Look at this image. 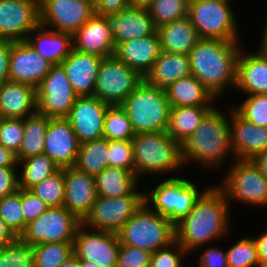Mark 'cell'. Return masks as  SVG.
I'll return each mask as SVG.
<instances>
[{
  "mask_svg": "<svg viewBox=\"0 0 267 267\" xmlns=\"http://www.w3.org/2000/svg\"><path fill=\"white\" fill-rule=\"evenodd\" d=\"M214 107H172L167 133L183 144Z\"/></svg>",
  "mask_w": 267,
  "mask_h": 267,
  "instance_id": "cell-33",
  "label": "cell"
},
{
  "mask_svg": "<svg viewBox=\"0 0 267 267\" xmlns=\"http://www.w3.org/2000/svg\"><path fill=\"white\" fill-rule=\"evenodd\" d=\"M102 59L99 55L80 52L73 48L60 63L78 96H93Z\"/></svg>",
  "mask_w": 267,
  "mask_h": 267,
  "instance_id": "cell-24",
  "label": "cell"
},
{
  "mask_svg": "<svg viewBox=\"0 0 267 267\" xmlns=\"http://www.w3.org/2000/svg\"><path fill=\"white\" fill-rule=\"evenodd\" d=\"M229 204L218 185L204 189L188 215L175 225V240L188 253L221 240L231 229Z\"/></svg>",
  "mask_w": 267,
  "mask_h": 267,
  "instance_id": "cell-1",
  "label": "cell"
},
{
  "mask_svg": "<svg viewBox=\"0 0 267 267\" xmlns=\"http://www.w3.org/2000/svg\"><path fill=\"white\" fill-rule=\"evenodd\" d=\"M228 267H258L257 246L253 237H243L227 250Z\"/></svg>",
  "mask_w": 267,
  "mask_h": 267,
  "instance_id": "cell-42",
  "label": "cell"
},
{
  "mask_svg": "<svg viewBox=\"0 0 267 267\" xmlns=\"http://www.w3.org/2000/svg\"><path fill=\"white\" fill-rule=\"evenodd\" d=\"M188 252L174 240L151 254L149 267H183L182 257Z\"/></svg>",
  "mask_w": 267,
  "mask_h": 267,
  "instance_id": "cell-47",
  "label": "cell"
},
{
  "mask_svg": "<svg viewBox=\"0 0 267 267\" xmlns=\"http://www.w3.org/2000/svg\"><path fill=\"white\" fill-rule=\"evenodd\" d=\"M253 239L257 246L259 263L267 261V231L259 235V237L253 236Z\"/></svg>",
  "mask_w": 267,
  "mask_h": 267,
  "instance_id": "cell-56",
  "label": "cell"
},
{
  "mask_svg": "<svg viewBox=\"0 0 267 267\" xmlns=\"http://www.w3.org/2000/svg\"><path fill=\"white\" fill-rule=\"evenodd\" d=\"M65 197L63 206L81 221L90 212L97 198L95 178L78 168H64Z\"/></svg>",
  "mask_w": 267,
  "mask_h": 267,
  "instance_id": "cell-23",
  "label": "cell"
},
{
  "mask_svg": "<svg viewBox=\"0 0 267 267\" xmlns=\"http://www.w3.org/2000/svg\"><path fill=\"white\" fill-rule=\"evenodd\" d=\"M37 112L50 118L66 117L78 95L61 64L53 65L36 87Z\"/></svg>",
  "mask_w": 267,
  "mask_h": 267,
  "instance_id": "cell-13",
  "label": "cell"
},
{
  "mask_svg": "<svg viewBox=\"0 0 267 267\" xmlns=\"http://www.w3.org/2000/svg\"><path fill=\"white\" fill-rule=\"evenodd\" d=\"M119 247L117 233L90 229L83 224L78 227L73 241V252L79 261L98 267H116Z\"/></svg>",
  "mask_w": 267,
  "mask_h": 267,
  "instance_id": "cell-15",
  "label": "cell"
},
{
  "mask_svg": "<svg viewBox=\"0 0 267 267\" xmlns=\"http://www.w3.org/2000/svg\"><path fill=\"white\" fill-rule=\"evenodd\" d=\"M137 190L122 197L97 196L82 224L90 229L117 233L144 203V192Z\"/></svg>",
  "mask_w": 267,
  "mask_h": 267,
  "instance_id": "cell-12",
  "label": "cell"
},
{
  "mask_svg": "<svg viewBox=\"0 0 267 267\" xmlns=\"http://www.w3.org/2000/svg\"><path fill=\"white\" fill-rule=\"evenodd\" d=\"M110 29L115 46L154 34L157 28L147 8L128 6L119 13L104 16Z\"/></svg>",
  "mask_w": 267,
  "mask_h": 267,
  "instance_id": "cell-21",
  "label": "cell"
},
{
  "mask_svg": "<svg viewBox=\"0 0 267 267\" xmlns=\"http://www.w3.org/2000/svg\"><path fill=\"white\" fill-rule=\"evenodd\" d=\"M11 41L0 40V85L9 81Z\"/></svg>",
  "mask_w": 267,
  "mask_h": 267,
  "instance_id": "cell-53",
  "label": "cell"
},
{
  "mask_svg": "<svg viewBox=\"0 0 267 267\" xmlns=\"http://www.w3.org/2000/svg\"><path fill=\"white\" fill-rule=\"evenodd\" d=\"M265 26L263 27L262 30V38H261V43L259 44V47L267 48V21L265 22Z\"/></svg>",
  "mask_w": 267,
  "mask_h": 267,
  "instance_id": "cell-60",
  "label": "cell"
},
{
  "mask_svg": "<svg viewBox=\"0 0 267 267\" xmlns=\"http://www.w3.org/2000/svg\"><path fill=\"white\" fill-rule=\"evenodd\" d=\"M190 74V59L188 54H175L161 51L151 70L144 77V80L148 84L166 89L174 81Z\"/></svg>",
  "mask_w": 267,
  "mask_h": 267,
  "instance_id": "cell-30",
  "label": "cell"
},
{
  "mask_svg": "<svg viewBox=\"0 0 267 267\" xmlns=\"http://www.w3.org/2000/svg\"><path fill=\"white\" fill-rule=\"evenodd\" d=\"M0 218L19 238L25 231V218L21 209V188L0 198Z\"/></svg>",
  "mask_w": 267,
  "mask_h": 267,
  "instance_id": "cell-41",
  "label": "cell"
},
{
  "mask_svg": "<svg viewBox=\"0 0 267 267\" xmlns=\"http://www.w3.org/2000/svg\"><path fill=\"white\" fill-rule=\"evenodd\" d=\"M181 149L184 165L193 161L205 168L218 169L228 156L233 154L234 158L227 115L215 106L192 135L184 141Z\"/></svg>",
  "mask_w": 267,
  "mask_h": 267,
  "instance_id": "cell-3",
  "label": "cell"
},
{
  "mask_svg": "<svg viewBox=\"0 0 267 267\" xmlns=\"http://www.w3.org/2000/svg\"><path fill=\"white\" fill-rule=\"evenodd\" d=\"M110 105L94 96H78L65 117L79 144L103 137L105 113Z\"/></svg>",
  "mask_w": 267,
  "mask_h": 267,
  "instance_id": "cell-17",
  "label": "cell"
},
{
  "mask_svg": "<svg viewBox=\"0 0 267 267\" xmlns=\"http://www.w3.org/2000/svg\"><path fill=\"white\" fill-rule=\"evenodd\" d=\"M25 41L53 65L60 64L73 49L72 34L58 32L41 24L27 36Z\"/></svg>",
  "mask_w": 267,
  "mask_h": 267,
  "instance_id": "cell-28",
  "label": "cell"
},
{
  "mask_svg": "<svg viewBox=\"0 0 267 267\" xmlns=\"http://www.w3.org/2000/svg\"><path fill=\"white\" fill-rule=\"evenodd\" d=\"M82 221L64 206L49 207L29 222L19 239L30 246L41 243L73 242Z\"/></svg>",
  "mask_w": 267,
  "mask_h": 267,
  "instance_id": "cell-9",
  "label": "cell"
},
{
  "mask_svg": "<svg viewBox=\"0 0 267 267\" xmlns=\"http://www.w3.org/2000/svg\"><path fill=\"white\" fill-rule=\"evenodd\" d=\"M24 134V119L2 118L0 121V145L17 153Z\"/></svg>",
  "mask_w": 267,
  "mask_h": 267,
  "instance_id": "cell-45",
  "label": "cell"
},
{
  "mask_svg": "<svg viewBox=\"0 0 267 267\" xmlns=\"http://www.w3.org/2000/svg\"><path fill=\"white\" fill-rule=\"evenodd\" d=\"M0 267H34L32 246L19 238L4 247H0Z\"/></svg>",
  "mask_w": 267,
  "mask_h": 267,
  "instance_id": "cell-43",
  "label": "cell"
},
{
  "mask_svg": "<svg viewBox=\"0 0 267 267\" xmlns=\"http://www.w3.org/2000/svg\"><path fill=\"white\" fill-rule=\"evenodd\" d=\"M39 10L41 25L73 35L95 14V5L86 0H39Z\"/></svg>",
  "mask_w": 267,
  "mask_h": 267,
  "instance_id": "cell-14",
  "label": "cell"
},
{
  "mask_svg": "<svg viewBox=\"0 0 267 267\" xmlns=\"http://www.w3.org/2000/svg\"><path fill=\"white\" fill-rule=\"evenodd\" d=\"M202 193L196 183L172 176L162 180L154 189L144 192V203L151 210L167 217L175 226L188 215Z\"/></svg>",
  "mask_w": 267,
  "mask_h": 267,
  "instance_id": "cell-7",
  "label": "cell"
},
{
  "mask_svg": "<svg viewBox=\"0 0 267 267\" xmlns=\"http://www.w3.org/2000/svg\"><path fill=\"white\" fill-rule=\"evenodd\" d=\"M143 80L115 56L106 57L100 63L93 96L110 106L121 105Z\"/></svg>",
  "mask_w": 267,
  "mask_h": 267,
  "instance_id": "cell-11",
  "label": "cell"
},
{
  "mask_svg": "<svg viewBox=\"0 0 267 267\" xmlns=\"http://www.w3.org/2000/svg\"><path fill=\"white\" fill-rule=\"evenodd\" d=\"M153 0H128L129 6L146 8Z\"/></svg>",
  "mask_w": 267,
  "mask_h": 267,
  "instance_id": "cell-59",
  "label": "cell"
},
{
  "mask_svg": "<svg viewBox=\"0 0 267 267\" xmlns=\"http://www.w3.org/2000/svg\"><path fill=\"white\" fill-rule=\"evenodd\" d=\"M247 96L234 110L245 120L259 127H267V94ZM236 108V109H235Z\"/></svg>",
  "mask_w": 267,
  "mask_h": 267,
  "instance_id": "cell-44",
  "label": "cell"
},
{
  "mask_svg": "<svg viewBox=\"0 0 267 267\" xmlns=\"http://www.w3.org/2000/svg\"><path fill=\"white\" fill-rule=\"evenodd\" d=\"M73 48L103 58L114 56L113 35L104 16L94 14L73 34Z\"/></svg>",
  "mask_w": 267,
  "mask_h": 267,
  "instance_id": "cell-25",
  "label": "cell"
},
{
  "mask_svg": "<svg viewBox=\"0 0 267 267\" xmlns=\"http://www.w3.org/2000/svg\"><path fill=\"white\" fill-rule=\"evenodd\" d=\"M78 150L79 142L70 122L65 117H49L43 153L63 169L75 166Z\"/></svg>",
  "mask_w": 267,
  "mask_h": 267,
  "instance_id": "cell-19",
  "label": "cell"
},
{
  "mask_svg": "<svg viewBox=\"0 0 267 267\" xmlns=\"http://www.w3.org/2000/svg\"><path fill=\"white\" fill-rule=\"evenodd\" d=\"M258 267H267V261L259 263Z\"/></svg>",
  "mask_w": 267,
  "mask_h": 267,
  "instance_id": "cell-62",
  "label": "cell"
},
{
  "mask_svg": "<svg viewBox=\"0 0 267 267\" xmlns=\"http://www.w3.org/2000/svg\"><path fill=\"white\" fill-rule=\"evenodd\" d=\"M16 167H0V198L19 190V175Z\"/></svg>",
  "mask_w": 267,
  "mask_h": 267,
  "instance_id": "cell-51",
  "label": "cell"
},
{
  "mask_svg": "<svg viewBox=\"0 0 267 267\" xmlns=\"http://www.w3.org/2000/svg\"><path fill=\"white\" fill-rule=\"evenodd\" d=\"M161 51L189 54L200 37L189 17L164 24L157 28Z\"/></svg>",
  "mask_w": 267,
  "mask_h": 267,
  "instance_id": "cell-31",
  "label": "cell"
},
{
  "mask_svg": "<svg viewBox=\"0 0 267 267\" xmlns=\"http://www.w3.org/2000/svg\"><path fill=\"white\" fill-rule=\"evenodd\" d=\"M251 160L259 168L262 175L267 179V149L257 154Z\"/></svg>",
  "mask_w": 267,
  "mask_h": 267,
  "instance_id": "cell-57",
  "label": "cell"
},
{
  "mask_svg": "<svg viewBox=\"0 0 267 267\" xmlns=\"http://www.w3.org/2000/svg\"><path fill=\"white\" fill-rule=\"evenodd\" d=\"M117 235L120 244L153 253L175 240V226L143 203Z\"/></svg>",
  "mask_w": 267,
  "mask_h": 267,
  "instance_id": "cell-6",
  "label": "cell"
},
{
  "mask_svg": "<svg viewBox=\"0 0 267 267\" xmlns=\"http://www.w3.org/2000/svg\"><path fill=\"white\" fill-rule=\"evenodd\" d=\"M30 190L49 207L63 206L65 197L64 168L59 169Z\"/></svg>",
  "mask_w": 267,
  "mask_h": 267,
  "instance_id": "cell-40",
  "label": "cell"
},
{
  "mask_svg": "<svg viewBox=\"0 0 267 267\" xmlns=\"http://www.w3.org/2000/svg\"><path fill=\"white\" fill-rule=\"evenodd\" d=\"M167 98L172 107H215L216 99L192 74L180 78L166 87Z\"/></svg>",
  "mask_w": 267,
  "mask_h": 267,
  "instance_id": "cell-29",
  "label": "cell"
},
{
  "mask_svg": "<svg viewBox=\"0 0 267 267\" xmlns=\"http://www.w3.org/2000/svg\"><path fill=\"white\" fill-rule=\"evenodd\" d=\"M190 0H153L146 8L156 28L188 16Z\"/></svg>",
  "mask_w": 267,
  "mask_h": 267,
  "instance_id": "cell-38",
  "label": "cell"
},
{
  "mask_svg": "<svg viewBox=\"0 0 267 267\" xmlns=\"http://www.w3.org/2000/svg\"><path fill=\"white\" fill-rule=\"evenodd\" d=\"M59 267H79V259L73 254Z\"/></svg>",
  "mask_w": 267,
  "mask_h": 267,
  "instance_id": "cell-58",
  "label": "cell"
},
{
  "mask_svg": "<svg viewBox=\"0 0 267 267\" xmlns=\"http://www.w3.org/2000/svg\"><path fill=\"white\" fill-rule=\"evenodd\" d=\"M160 52L159 35L156 31L143 38L119 43L116 46L114 56L136 70L144 78L151 70Z\"/></svg>",
  "mask_w": 267,
  "mask_h": 267,
  "instance_id": "cell-26",
  "label": "cell"
},
{
  "mask_svg": "<svg viewBox=\"0 0 267 267\" xmlns=\"http://www.w3.org/2000/svg\"><path fill=\"white\" fill-rule=\"evenodd\" d=\"M94 178L96 193L99 197L113 198L131 195L140 185L135 174L117 167H107Z\"/></svg>",
  "mask_w": 267,
  "mask_h": 267,
  "instance_id": "cell-32",
  "label": "cell"
},
{
  "mask_svg": "<svg viewBox=\"0 0 267 267\" xmlns=\"http://www.w3.org/2000/svg\"><path fill=\"white\" fill-rule=\"evenodd\" d=\"M34 267H59L73 252V242L41 243L32 247Z\"/></svg>",
  "mask_w": 267,
  "mask_h": 267,
  "instance_id": "cell-39",
  "label": "cell"
},
{
  "mask_svg": "<svg viewBox=\"0 0 267 267\" xmlns=\"http://www.w3.org/2000/svg\"><path fill=\"white\" fill-rule=\"evenodd\" d=\"M17 164L15 153L0 145V167H17Z\"/></svg>",
  "mask_w": 267,
  "mask_h": 267,
  "instance_id": "cell-54",
  "label": "cell"
},
{
  "mask_svg": "<svg viewBox=\"0 0 267 267\" xmlns=\"http://www.w3.org/2000/svg\"><path fill=\"white\" fill-rule=\"evenodd\" d=\"M228 115L234 159L251 160L267 149V127H259L245 120L234 108Z\"/></svg>",
  "mask_w": 267,
  "mask_h": 267,
  "instance_id": "cell-20",
  "label": "cell"
},
{
  "mask_svg": "<svg viewBox=\"0 0 267 267\" xmlns=\"http://www.w3.org/2000/svg\"><path fill=\"white\" fill-rule=\"evenodd\" d=\"M135 175L167 174L183 167L181 144L168 133H137L131 139ZM142 175V176H141Z\"/></svg>",
  "mask_w": 267,
  "mask_h": 267,
  "instance_id": "cell-4",
  "label": "cell"
},
{
  "mask_svg": "<svg viewBox=\"0 0 267 267\" xmlns=\"http://www.w3.org/2000/svg\"><path fill=\"white\" fill-rule=\"evenodd\" d=\"M36 112V87L12 81L0 85V114L2 118L24 119Z\"/></svg>",
  "mask_w": 267,
  "mask_h": 267,
  "instance_id": "cell-27",
  "label": "cell"
},
{
  "mask_svg": "<svg viewBox=\"0 0 267 267\" xmlns=\"http://www.w3.org/2000/svg\"><path fill=\"white\" fill-rule=\"evenodd\" d=\"M18 237L12 232V230L5 224L0 218V247L15 242Z\"/></svg>",
  "mask_w": 267,
  "mask_h": 267,
  "instance_id": "cell-55",
  "label": "cell"
},
{
  "mask_svg": "<svg viewBox=\"0 0 267 267\" xmlns=\"http://www.w3.org/2000/svg\"><path fill=\"white\" fill-rule=\"evenodd\" d=\"M121 107L129 116L135 134L165 132L168 129L171 106L164 88L143 80Z\"/></svg>",
  "mask_w": 267,
  "mask_h": 267,
  "instance_id": "cell-5",
  "label": "cell"
},
{
  "mask_svg": "<svg viewBox=\"0 0 267 267\" xmlns=\"http://www.w3.org/2000/svg\"><path fill=\"white\" fill-rule=\"evenodd\" d=\"M243 49L237 58L235 89L246 95L267 94V48L254 53Z\"/></svg>",
  "mask_w": 267,
  "mask_h": 267,
  "instance_id": "cell-22",
  "label": "cell"
},
{
  "mask_svg": "<svg viewBox=\"0 0 267 267\" xmlns=\"http://www.w3.org/2000/svg\"><path fill=\"white\" fill-rule=\"evenodd\" d=\"M218 187L227 201L237 200L254 206H267V179L252 160L235 159ZM225 179V180H224Z\"/></svg>",
  "mask_w": 267,
  "mask_h": 267,
  "instance_id": "cell-10",
  "label": "cell"
},
{
  "mask_svg": "<svg viewBox=\"0 0 267 267\" xmlns=\"http://www.w3.org/2000/svg\"><path fill=\"white\" fill-rule=\"evenodd\" d=\"M108 162L109 167L126 169L135 174L131 140H109Z\"/></svg>",
  "mask_w": 267,
  "mask_h": 267,
  "instance_id": "cell-46",
  "label": "cell"
},
{
  "mask_svg": "<svg viewBox=\"0 0 267 267\" xmlns=\"http://www.w3.org/2000/svg\"><path fill=\"white\" fill-rule=\"evenodd\" d=\"M19 171V188L31 189L47 177L54 174L60 168L46 154H38L18 161Z\"/></svg>",
  "mask_w": 267,
  "mask_h": 267,
  "instance_id": "cell-36",
  "label": "cell"
},
{
  "mask_svg": "<svg viewBox=\"0 0 267 267\" xmlns=\"http://www.w3.org/2000/svg\"><path fill=\"white\" fill-rule=\"evenodd\" d=\"M79 267H98L94 263H89L86 261H79Z\"/></svg>",
  "mask_w": 267,
  "mask_h": 267,
  "instance_id": "cell-61",
  "label": "cell"
},
{
  "mask_svg": "<svg viewBox=\"0 0 267 267\" xmlns=\"http://www.w3.org/2000/svg\"><path fill=\"white\" fill-rule=\"evenodd\" d=\"M49 206L30 189L21 188V209L25 218V229L29 222L42 215Z\"/></svg>",
  "mask_w": 267,
  "mask_h": 267,
  "instance_id": "cell-49",
  "label": "cell"
},
{
  "mask_svg": "<svg viewBox=\"0 0 267 267\" xmlns=\"http://www.w3.org/2000/svg\"><path fill=\"white\" fill-rule=\"evenodd\" d=\"M39 24V0H0V40L25 41Z\"/></svg>",
  "mask_w": 267,
  "mask_h": 267,
  "instance_id": "cell-16",
  "label": "cell"
},
{
  "mask_svg": "<svg viewBox=\"0 0 267 267\" xmlns=\"http://www.w3.org/2000/svg\"><path fill=\"white\" fill-rule=\"evenodd\" d=\"M133 131L129 116L121 105L109 106L105 113L103 137L108 140H131Z\"/></svg>",
  "mask_w": 267,
  "mask_h": 267,
  "instance_id": "cell-37",
  "label": "cell"
},
{
  "mask_svg": "<svg viewBox=\"0 0 267 267\" xmlns=\"http://www.w3.org/2000/svg\"><path fill=\"white\" fill-rule=\"evenodd\" d=\"M53 66L38 54L26 41H11L9 81L37 87Z\"/></svg>",
  "mask_w": 267,
  "mask_h": 267,
  "instance_id": "cell-18",
  "label": "cell"
},
{
  "mask_svg": "<svg viewBox=\"0 0 267 267\" xmlns=\"http://www.w3.org/2000/svg\"><path fill=\"white\" fill-rule=\"evenodd\" d=\"M49 117L38 112L24 118V134L18 152L17 162L44 152V142Z\"/></svg>",
  "mask_w": 267,
  "mask_h": 267,
  "instance_id": "cell-34",
  "label": "cell"
},
{
  "mask_svg": "<svg viewBox=\"0 0 267 267\" xmlns=\"http://www.w3.org/2000/svg\"><path fill=\"white\" fill-rule=\"evenodd\" d=\"M232 4L222 0H190L188 17L200 39L239 41Z\"/></svg>",
  "mask_w": 267,
  "mask_h": 267,
  "instance_id": "cell-8",
  "label": "cell"
},
{
  "mask_svg": "<svg viewBox=\"0 0 267 267\" xmlns=\"http://www.w3.org/2000/svg\"><path fill=\"white\" fill-rule=\"evenodd\" d=\"M109 140L105 137L79 144L75 167L84 173L97 175L109 167Z\"/></svg>",
  "mask_w": 267,
  "mask_h": 267,
  "instance_id": "cell-35",
  "label": "cell"
},
{
  "mask_svg": "<svg viewBox=\"0 0 267 267\" xmlns=\"http://www.w3.org/2000/svg\"><path fill=\"white\" fill-rule=\"evenodd\" d=\"M198 260L199 267H228L226 249L216 246L204 249Z\"/></svg>",
  "mask_w": 267,
  "mask_h": 267,
  "instance_id": "cell-50",
  "label": "cell"
},
{
  "mask_svg": "<svg viewBox=\"0 0 267 267\" xmlns=\"http://www.w3.org/2000/svg\"><path fill=\"white\" fill-rule=\"evenodd\" d=\"M241 48L240 41L200 39L188 54L191 74L215 98L222 96L228 87L235 88Z\"/></svg>",
  "mask_w": 267,
  "mask_h": 267,
  "instance_id": "cell-2",
  "label": "cell"
},
{
  "mask_svg": "<svg viewBox=\"0 0 267 267\" xmlns=\"http://www.w3.org/2000/svg\"><path fill=\"white\" fill-rule=\"evenodd\" d=\"M150 252L120 244L116 267H149Z\"/></svg>",
  "mask_w": 267,
  "mask_h": 267,
  "instance_id": "cell-48",
  "label": "cell"
},
{
  "mask_svg": "<svg viewBox=\"0 0 267 267\" xmlns=\"http://www.w3.org/2000/svg\"><path fill=\"white\" fill-rule=\"evenodd\" d=\"M95 14L105 16L119 13L129 6L128 0H94Z\"/></svg>",
  "mask_w": 267,
  "mask_h": 267,
  "instance_id": "cell-52",
  "label": "cell"
}]
</instances>
